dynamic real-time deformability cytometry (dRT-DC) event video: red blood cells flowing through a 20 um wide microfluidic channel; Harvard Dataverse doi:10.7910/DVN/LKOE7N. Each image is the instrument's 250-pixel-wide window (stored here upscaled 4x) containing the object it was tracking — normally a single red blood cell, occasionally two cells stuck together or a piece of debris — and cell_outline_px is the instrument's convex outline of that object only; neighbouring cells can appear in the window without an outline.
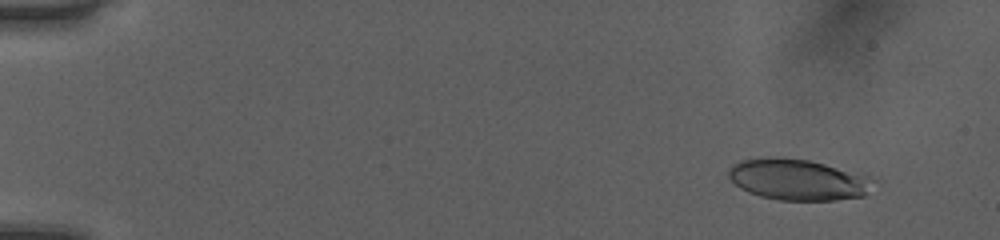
{"species": "human", "species_latin": "Homo sapiens", "temperature_condition": "room temperature", "stored_images_in_passage": 51, "camera_frame_rate_fps": 3000, "um_per_image_px": 0.085, "donor": {"sex": "female"}, "frame": {"image": 1, "passage_image": 5, "time_ms": 1.333, "image_size_px": [1000, 240], "cell_outline_px": [[876, 180], [864, 196], [836, 200], [780, 200], [760, 196], [748, 192], [740, 188], [728, 176], [728, 172], [732, 164], [740, 160], [768, 156], [776, 156], [808, 160], [824, 164], [868, 176]], "centroid_in_image_um": [67.79, 15.26], "position_along_channel_um": 17.2, "area_um2": 34.68}}
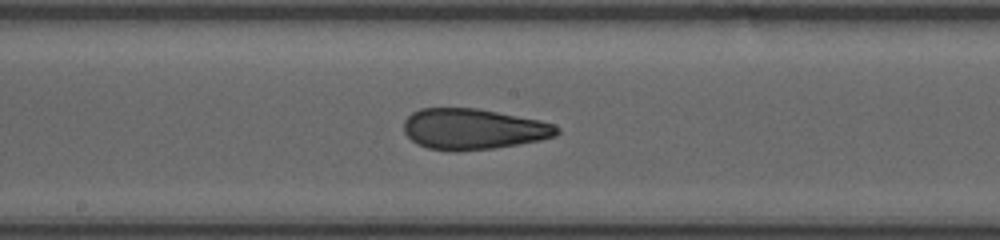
{"frame": {"image": 2, "passage_image": 29, "time_ms": 9.333, "image_size_px": [1000, 240], "cell_outline_px": [[560, 132], [556, 136], [540, 140], [492, 148], [428, 148], [416, 144], [404, 132], [404, 120], [412, 112], [420, 108], [476, 108], [540, 120], [556, 124], [560, 128]], "centroid_in_image_um": [40.26, 10.92], "position_along_channel_um": 207.9, "area_um2": 35.6}}
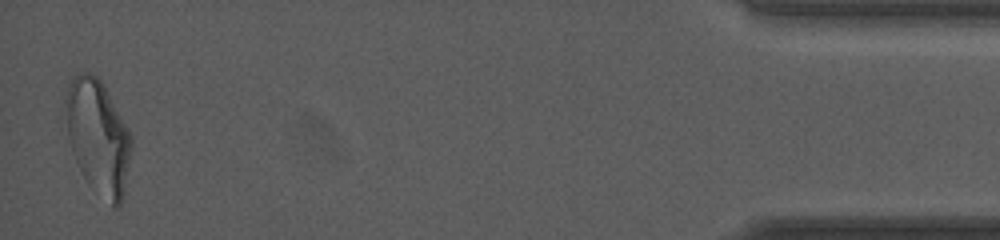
{"frame": {"image": 3, "passage_image": 51, "time_ms": 16.667, "image_size_px": [1000, 240], "cell_outline_px": [[132, 148], [124, 192], [120, 204], [116, 208], [92, 188], [88, 184], [80, 172], [72, 152], [68, 136], [64, 104], [64, 100], [72, 76], [80, 72], [88, 72], [96, 76], [104, 84], [128, 128], [132, 136]], "centroid_in_image_um": [8.32, 11.6], "position_along_channel_um": 426.9, "area_um2": 43.87}, "authors_computed_cell_mechanics": {"area_um2": 35.9516, "velocity_mm_per_s": 4.0628, "shape_relaxation_time_tau1_ms": null, "shape_relaxation_time_tau2_ms": 1.5514, "deformation_change_tau1": null, "deformation_change_tau2": 0.0995}}